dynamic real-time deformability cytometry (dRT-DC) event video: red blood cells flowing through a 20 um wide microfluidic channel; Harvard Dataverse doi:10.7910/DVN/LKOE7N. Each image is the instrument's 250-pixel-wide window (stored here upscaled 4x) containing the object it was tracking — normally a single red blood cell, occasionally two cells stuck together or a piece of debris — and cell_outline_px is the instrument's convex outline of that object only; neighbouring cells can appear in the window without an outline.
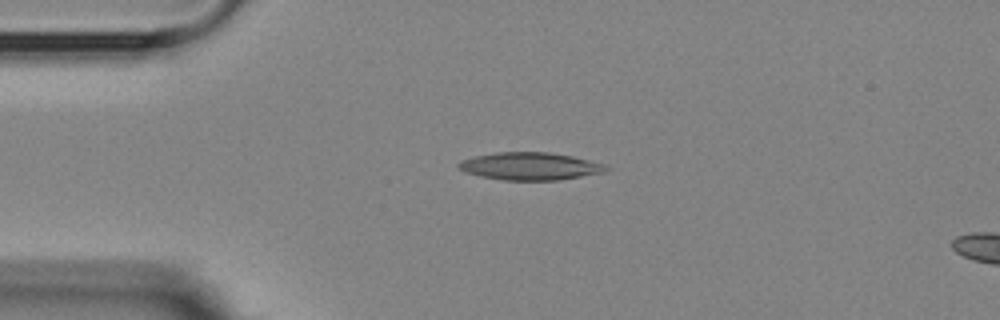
{"species": "Egyptian fruit bat (a non-hibernating species)", "species_latin": "Rousettus aegyptiacus", "temperature_condition": "room temperature", "stored_images_in_passage": 3, "camera_frame_rate_fps": 3000, "um_per_image_px": 0.085, "animal": {"sex": "female"}, "frame": {"image": 1, "passage_image": 2, "time_ms": 1.0, "image_size_px": [1000, 320], "cell_outline_px": [[608, 168], [604, 172], [556, 180], [504, 180], [480, 176], [464, 172], [456, 164], [460, 160], [472, 156], [496, 152], [548, 152], [572, 156], [604, 164]], "centroid_in_image_um": [44.98, 14.12], "position_along_channel_um": 40.0, "area_um2": 23.58}}